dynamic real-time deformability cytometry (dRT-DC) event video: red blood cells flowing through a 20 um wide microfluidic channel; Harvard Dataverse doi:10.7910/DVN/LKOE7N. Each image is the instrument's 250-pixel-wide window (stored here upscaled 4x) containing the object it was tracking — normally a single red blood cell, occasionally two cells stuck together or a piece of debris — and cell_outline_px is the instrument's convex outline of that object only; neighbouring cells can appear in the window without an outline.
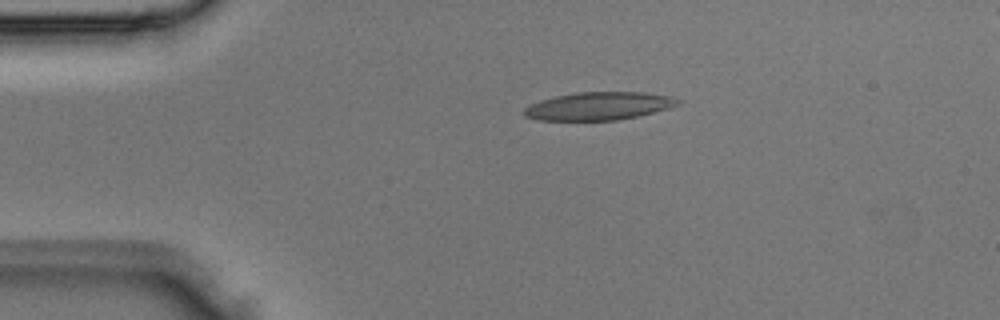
{"species": "Egyptian fruit bat (a non-hibernating species)", "species_latin": "Rousettus aegyptiacus", "temperature_condition": "room temperature", "stored_images_in_passage": 3, "camera_frame_rate_fps": 3000, "um_per_image_px": 0.085, "animal": {"sex": "male"}, "frame": {"image": 1, "passage_image": 3, "time_ms": 0.667, "image_size_px": [1000, 320], "cell_outline_px": [[680, 104], [668, 108], [636, 116], [616, 120], [536, 120], [524, 116], [524, 108], [540, 100], [556, 96], [576, 92], [644, 92], [672, 96], [680, 100]], "centroid_in_image_um": [50.89, 9.01], "position_along_channel_um": 34.1, "area_um2": 24.91}}